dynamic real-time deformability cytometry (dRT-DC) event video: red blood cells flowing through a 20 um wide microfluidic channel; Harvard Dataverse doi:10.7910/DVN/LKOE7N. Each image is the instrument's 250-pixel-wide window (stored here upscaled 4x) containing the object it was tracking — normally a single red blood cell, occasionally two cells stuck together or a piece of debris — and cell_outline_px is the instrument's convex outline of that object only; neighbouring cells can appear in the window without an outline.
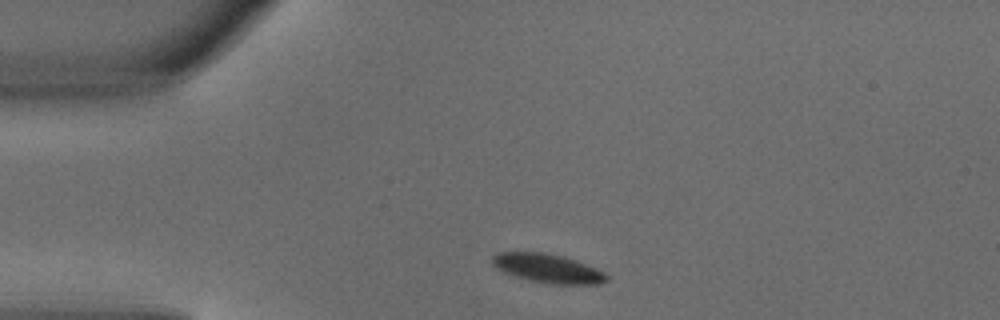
{"species": "common noctule bat (a hibernating species)", "species_latin": "Nyctalus noctula", "temperature_condition": "warm", "stored_images_in_passage": 2, "camera_frame_rate_fps": 3000, "um_per_image_px": 0.085, "animal": {"sex": "male", "body_mass_g": 18.8}, "frame": {"image": 1, "passage_image": 1, "time_ms": 0.0, "image_size_px": [1000, 320], "cell_outline_px": [[608, 280], [600, 284], [548, 284], [516, 276], [504, 272], [496, 268], [492, 264], [492, 256], [500, 252], [544, 252], [564, 256], [576, 260], [596, 268], [604, 272], [608, 276]], "centroid_in_image_um": [46.58, 22.8], "position_along_channel_um": 38.4, "area_um2": 19.25}}